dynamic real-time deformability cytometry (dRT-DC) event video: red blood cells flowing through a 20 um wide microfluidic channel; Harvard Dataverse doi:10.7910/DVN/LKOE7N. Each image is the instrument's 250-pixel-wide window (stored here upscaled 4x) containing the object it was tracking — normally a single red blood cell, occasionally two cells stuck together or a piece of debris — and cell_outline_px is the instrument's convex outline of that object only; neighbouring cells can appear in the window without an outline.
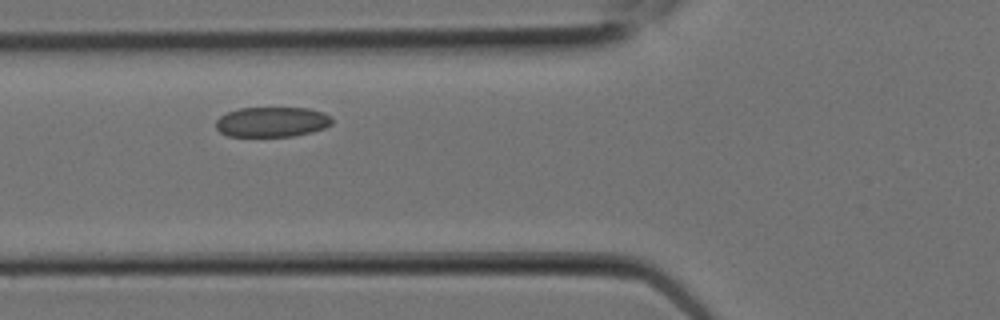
{"species": "Egyptian fruit bat (a non-hibernating species)", "species_latin": "Rousettus aegyptiacus", "temperature_condition": "room temperature", "stored_images_in_passage": 5, "camera_frame_rate_fps": 3000, "um_per_image_px": 0.085, "animal": {"sex": "female"}, "frame": {"image": 1, "passage_image": 4, "time_ms": 1.0, "image_size_px": [1000, 320], "cell_outline_px": [[332, 124], [324, 128], [312, 132], [292, 136], [228, 136], [220, 132], [216, 128], [216, 120], [220, 116], [228, 112], [240, 108], [308, 108], [324, 112], [332, 116]], "centroid_in_image_um": [23.14, 10.36], "position_along_channel_um": 102.7, "area_um2": 20.4}}
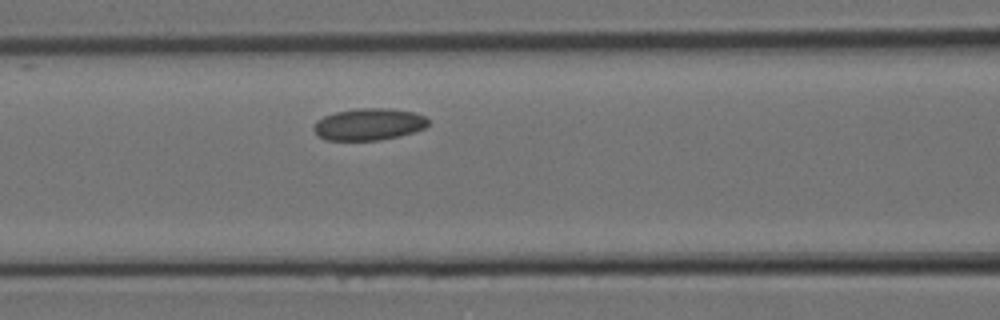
{"frame": {"image": 2, "passage_image": 5, "time_ms": 1.333, "image_size_px": [1000, 320], "cell_outline_px": [[428, 124], [424, 128], [400, 136], [380, 140], [324, 140], [312, 128], [316, 120], [324, 116], [336, 112], [356, 108], [392, 108], [416, 112], [424, 116], [428, 120]], "centroid_in_image_um": [31.35, 10.55], "position_along_channel_um": 135.3, "area_um2": 21.39}}